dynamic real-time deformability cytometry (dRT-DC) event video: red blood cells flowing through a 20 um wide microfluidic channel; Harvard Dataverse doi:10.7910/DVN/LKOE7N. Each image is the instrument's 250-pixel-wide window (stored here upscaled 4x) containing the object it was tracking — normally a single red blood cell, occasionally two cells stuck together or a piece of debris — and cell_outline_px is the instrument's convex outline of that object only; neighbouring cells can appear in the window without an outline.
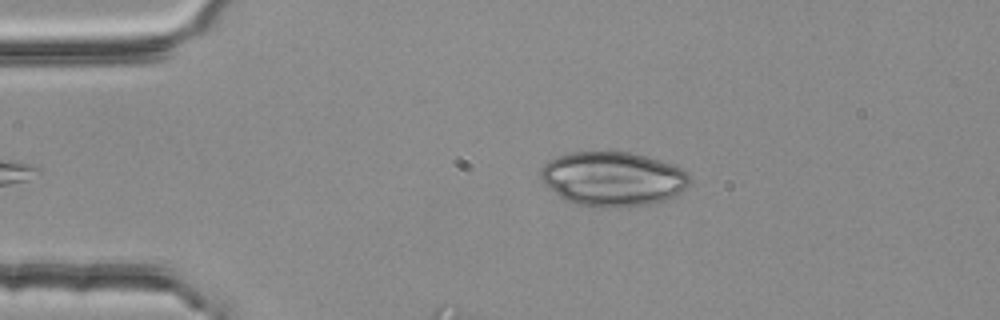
{"species": "common noctule bat (a hibernating species)", "species_latin": "Nyctalus noctula", "temperature_condition": "room temperature", "stored_images_in_passage": 5, "camera_frame_rate_fps": 3000, "um_per_image_px": 0.085, "animal": {"sex": "female", "body_mass_g": 25.1}, "frame": {"image": 1, "passage_image": 5, "time_ms": 1.333, "image_size_px": [1000, 320], "cell_outline_px": [[692, 180], [688, 188], [676, 196], [664, 200], [648, 204], [620, 208], [592, 208], [576, 204], [564, 200], [544, 184], [540, 176], [540, 168], [544, 164], [560, 156], [572, 152], [632, 152], [676, 164], [684, 168], [692, 176]], "centroid_in_image_um": [52.16, 15.22], "position_along_channel_um": 32.8, "area_um2": 48.21}}